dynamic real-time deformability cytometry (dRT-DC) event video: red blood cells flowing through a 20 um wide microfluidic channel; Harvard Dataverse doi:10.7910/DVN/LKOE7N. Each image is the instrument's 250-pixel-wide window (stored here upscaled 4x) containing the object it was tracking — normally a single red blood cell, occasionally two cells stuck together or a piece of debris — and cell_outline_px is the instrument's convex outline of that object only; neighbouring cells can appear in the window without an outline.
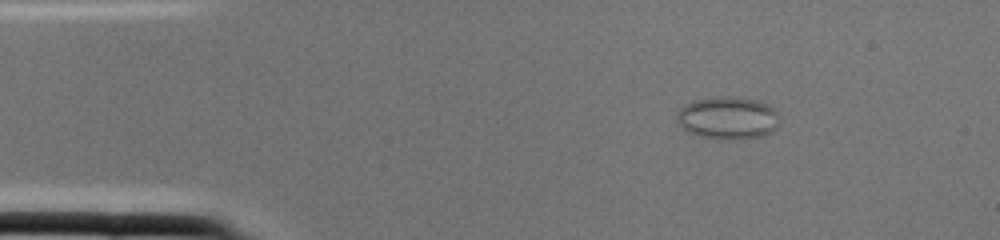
{"species": "common noctule bat (a hibernating species)", "species_latin": "Nyctalus noctula", "temperature_condition": "cold", "stored_images_in_passage": 1, "camera_frame_rate_fps": 3000, "um_per_image_px": 0.085, "animal": {"sex": "female", "body_mass_g": 22.0, "forearm_length_mm": 56.7}, "frame": {"image": 1, "passage_image": 1, "time_ms": 0.0, "image_size_px": [1000, 240], "cell_outline_px": [[776, 128], [772, 132], [760, 136], [744, 140], [720, 140], [700, 136], [688, 132], [676, 124], [676, 112], [684, 104], [692, 100], [720, 96], [724, 96], [756, 100], [768, 104], [776, 112]], "centroid_in_image_um": [61.78, 10.04], "position_along_channel_um": 23.2, "area_um2": 25.78}}